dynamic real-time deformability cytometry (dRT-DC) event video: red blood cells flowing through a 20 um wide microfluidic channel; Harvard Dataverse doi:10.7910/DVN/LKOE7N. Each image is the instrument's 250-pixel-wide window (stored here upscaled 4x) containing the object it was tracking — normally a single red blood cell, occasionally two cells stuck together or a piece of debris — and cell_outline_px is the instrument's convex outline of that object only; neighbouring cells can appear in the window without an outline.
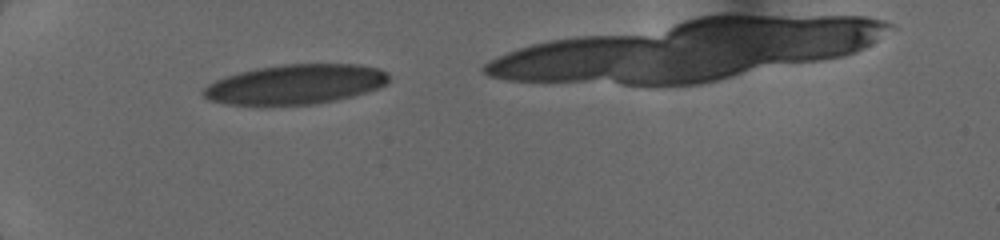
{"species": "human", "species_latin": "Homo sapiens", "temperature_condition": "cold", "stored_images_in_passage": 3, "camera_frame_rate_fps": 3000, "um_per_image_px": 0.085, "donor": {"sex": "female"}, "frame": {"image": 1, "passage_image": 1, "time_ms": 0.0, "image_size_px": [1000, 240], "cell_outline_px": [[388, 84], [352, 96], [336, 100], [312, 104], [232, 104], [212, 100], [204, 96], [204, 88], [208, 84], [216, 80], [240, 72], [256, 68], [284, 64], [360, 64], [376, 68], [388, 72]], "centroid_in_image_um": [25.16, 7.15], "position_along_channel_um": 59.8, "area_um2": 42.25}}
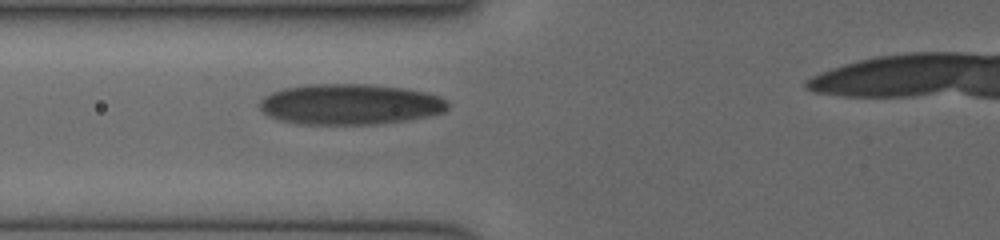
{"frame": {"image": 2, "passage_image": 3, "time_ms": 1.333, "image_size_px": [1000, 240], "cell_outline_px": [[448, 108], [444, 112], [428, 116], [404, 120], [372, 124], [304, 124], [280, 120], [268, 116], [260, 108], [260, 100], [264, 96], [272, 92], [284, 88], [308, 84], [372, 84], [400, 88], [424, 92], [440, 96], [448, 104]], "centroid_in_image_um": [29.72, 8.86], "position_along_channel_um": 96.1, "area_um2": 44.33}}